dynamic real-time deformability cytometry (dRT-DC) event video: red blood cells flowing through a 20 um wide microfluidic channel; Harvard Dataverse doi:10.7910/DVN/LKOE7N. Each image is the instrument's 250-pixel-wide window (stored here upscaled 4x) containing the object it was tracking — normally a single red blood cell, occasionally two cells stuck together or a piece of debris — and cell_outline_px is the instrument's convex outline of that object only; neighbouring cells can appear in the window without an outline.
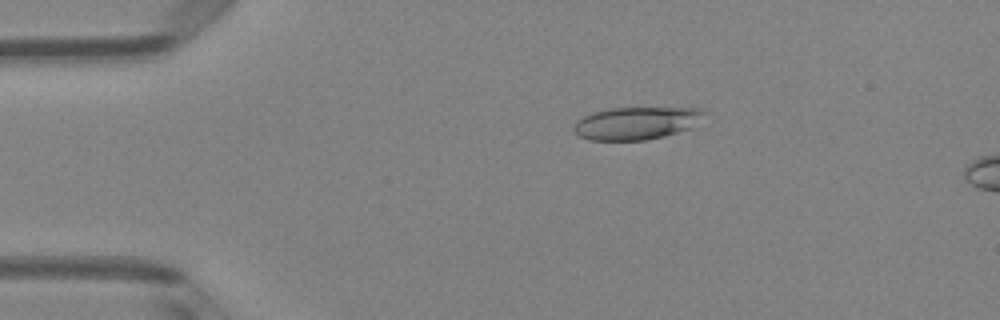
{"species": "Egyptian fruit bat (a non-hibernating species)", "species_latin": "Rousettus aegyptiacus", "temperature_condition": "room temperature", "stored_images_in_passage": 14, "camera_frame_rate_fps": 3000, "um_per_image_px": 0.085, "animal": {"sex": "female"}, "frame": {"image": 1, "passage_image": 10, "time_ms": 3.0, "image_size_px": [1000, 320], "cell_outline_px": [[704, 112], [692, 128], [664, 136], [644, 140], [588, 140], [580, 136], [572, 128], [576, 120], [592, 112], [612, 108], [704, 108]], "centroid_in_image_um": [54.05, 10.47], "position_along_channel_um": 30.9, "area_um2": 24.62}}